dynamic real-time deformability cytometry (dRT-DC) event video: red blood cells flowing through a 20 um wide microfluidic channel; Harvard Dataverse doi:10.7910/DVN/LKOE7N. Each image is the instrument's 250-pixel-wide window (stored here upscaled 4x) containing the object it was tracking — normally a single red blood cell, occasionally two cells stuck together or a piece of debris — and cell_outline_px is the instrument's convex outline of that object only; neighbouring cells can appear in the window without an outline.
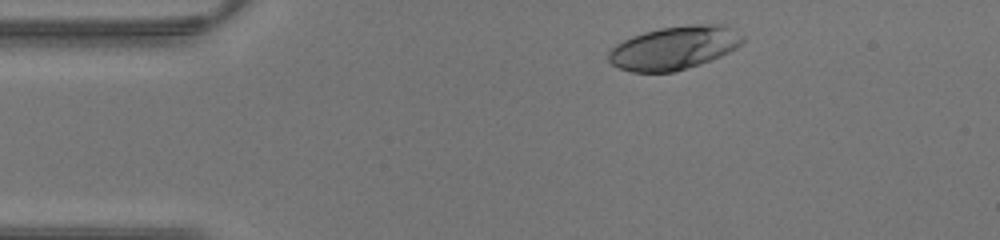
{"species": "human", "species_latin": "Homo sapiens", "temperature_condition": "warm", "stored_images_in_passage": 38, "camera_frame_rate_fps": 3000, "um_per_image_px": 0.085, "donor": {"sex": "male"}, "frame": {"image": 1, "passage_image": 2, "time_ms": 0.333, "image_size_px": [1000, 240], "cell_outline_px": [[744, 40], [736, 48], [720, 56], [700, 64], [672, 72], [632, 72], [620, 68], [612, 64], [608, 60], [608, 52], [616, 44], [632, 36], [644, 32], [660, 28], [692, 24], [728, 24], [744, 36]], "centroid_in_image_um": [57.33, 4.05], "position_along_channel_um": 27.7, "area_um2": 33.93}}
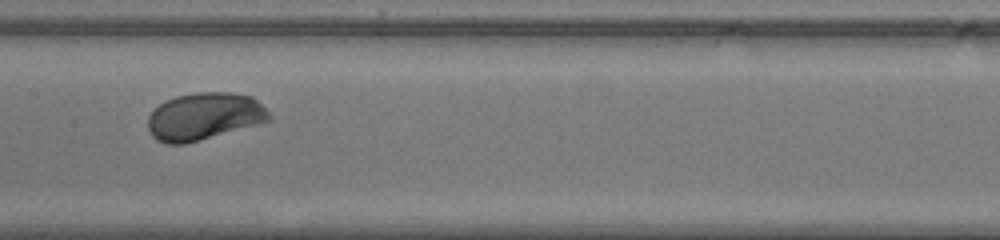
{"frame": {"image": 2, "passage_image": 16, "time_ms": 5.0, "image_size_px": [1000, 240], "cell_outline_px": [[272, 120], [184, 144], [164, 144], [156, 140], [152, 136], [148, 128], [148, 116], [160, 104], [176, 96], [196, 92], [232, 92], [252, 96], [272, 116]], "centroid_in_image_um": [17.35, 9.89], "position_along_channel_um": 190.1, "area_um2": 33.23}}
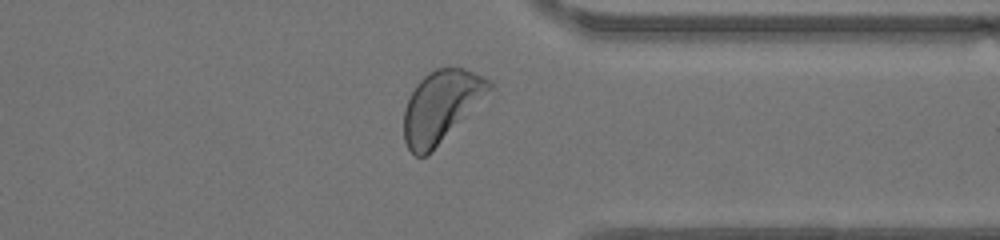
{"frame": {"image": 3, "passage_image": 28, "time_ms": 9.0, "image_size_px": [1000, 240], "cell_outline_px": [[492, 88], [432, 152], [424, 156], [416, 156], [408, 148], [404, 140], [404, 108], [416, 84], [428, 72], [436, 68], [464, 68], [484, 76], [492, 80]], "centroid_in_image_um": [37.47, 9.03], "position_along_channel_um": 373.9, "area_um2": 35.08}}